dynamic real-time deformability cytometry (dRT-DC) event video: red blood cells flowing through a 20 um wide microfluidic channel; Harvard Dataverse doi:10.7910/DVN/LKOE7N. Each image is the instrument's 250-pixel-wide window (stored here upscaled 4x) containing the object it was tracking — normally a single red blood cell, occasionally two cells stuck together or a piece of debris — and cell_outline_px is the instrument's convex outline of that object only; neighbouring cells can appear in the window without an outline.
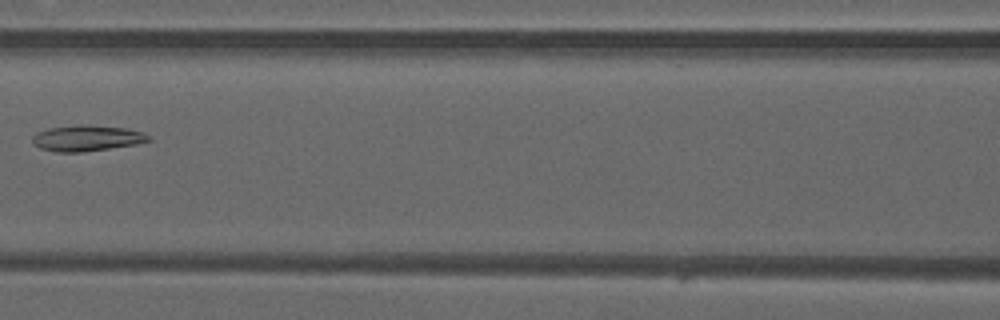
{"species": "common noctule bat (a hibernating species)", "species_latin": "Nyctalus noctula", "temperature_condition": "warm", "stored_images_in_passage": 7, "camera_frame_rate_fps": 3000, "um_per_image_px": 0.085, "animal": {"sex": "male", "forearm_length_mm": 52.5}, "frame": {"image": 1, "passage_image": 6, "time_ms": 1.667, "image_size_px": [1000, 320], "cell_outline_px": [[152, 140], [136, 144], [80, 152], [56, 152], [40, 148], [32, 140], [32, 136], [36, 132], [48, 128], [76, 124], [84, 124], [128, 128], [152, 136]], "centroid_in_image_um": [7.38, 11.72], "position_along_channel_um": 159.2, "area_um2": 17.57}}
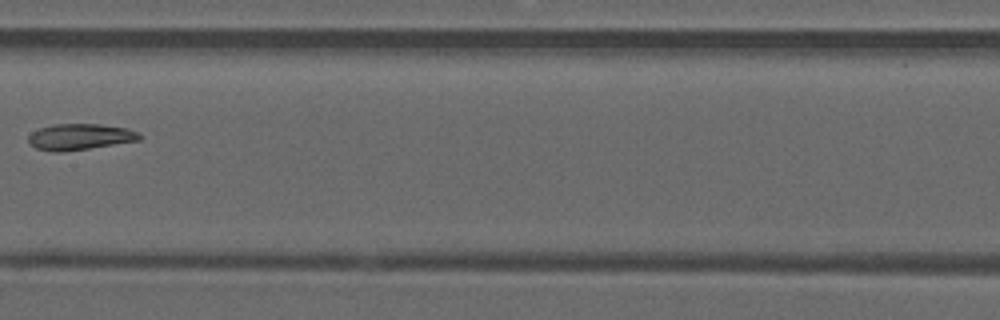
{"frame": {"image": 2, "passage_image": 7, "time_ms": 2.0, "image_size_px": [1000, 320], "cell_outline_px": [[140, 140], [64, 152], [52, 152], [36, 148], [28, 140], [28, 136], [32, 132], [40, 128], [52, 124], [100, 124], [128, 128], [136, 132], [140, 136]], "centroid_in_image_um": [6.77, 11.63], "position_along_channel_um": 200.6, "area_um2": 16.82}}